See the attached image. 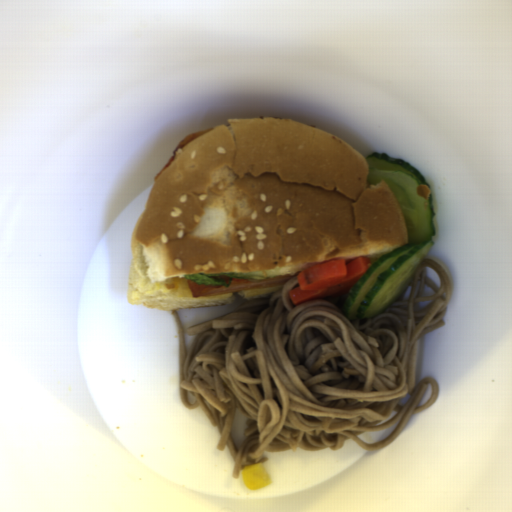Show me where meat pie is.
Listing matches in <instances>:
<instances>
[{"mask_svg": "<svg viewBox=\"0 0 512 512\" xmlns=\"http://www.w3.org/2000/svg\"><path fill=\"white\" fill-rule=\"evenodd\" d=\"M299 273L300 272L260 280H249L237 277L232 278V281L229 286H207L205 284H197L196 282L189 279L186 280V283L191 291V297L194 299L201 297L224 295L264 287H285L292 278L298 277Z\"/></svg>", "mask_w": 512, "mask_h": 512, "instance_id": "1", "label": "meat pie"}, {"mask_svg": "<svg viewBox=\"0 0 512 512\" xmlns=\"http://www.w3.org/2000/svg\"><path fill=\"white\" fill-rule=\"evenodd\" d=\"M211 278H215V279H219V280H224L225 284H228L230 279H231V277L225 276V275H221V276H217V277H211Z\"/></svg>", "mask_w": 512, "mask_h": 512, "instance_id": "3", "label": "meat pie"}, {"mask_svg": "<svg viewBox=\"0 0 512 512\" xmlns=\"http://www.w3.org/2000/svg\"><path fill=\"white\" fill-rule=\"evenodd\" d=\"M213 128H208V129H204V130H200V131H197V132H194V133H191L189 134L188 136L184 137L178 144L177 146L175 147V149L173 150L172 152V155H171V158L170 160L167 162V164L155 175L154 179L157 180L161 175L162 173L167 169V167L170 165V163L173 161V159L175 158V153L178 149H182L184 148L185 146H187L191 141H193L194 139L198 138L199 136L205 134V133H208L212 130Z\"/></svg>", "mask_w": 512, "mask_h": 512, "instance_id": "2", "label": "meat pie"}]
</instances>
